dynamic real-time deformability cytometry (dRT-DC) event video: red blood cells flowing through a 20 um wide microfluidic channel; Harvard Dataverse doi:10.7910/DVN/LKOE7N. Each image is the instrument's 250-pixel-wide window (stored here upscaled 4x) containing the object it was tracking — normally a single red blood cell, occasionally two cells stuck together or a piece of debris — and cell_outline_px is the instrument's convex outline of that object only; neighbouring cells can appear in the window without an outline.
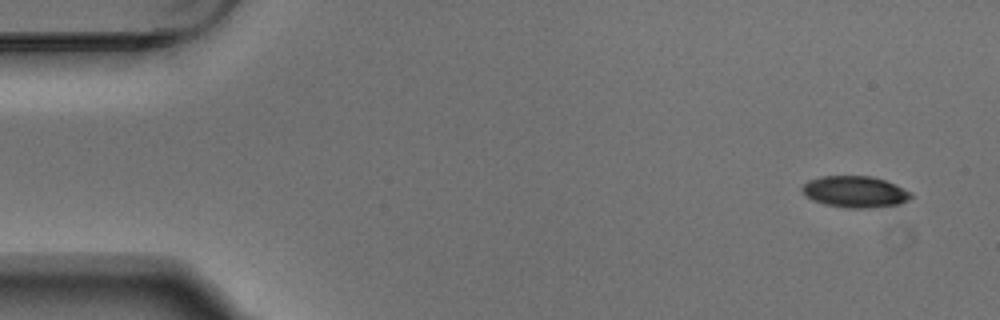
{"species": "Egyptian fruit bat (a non-hibernating species)", "species_latin": "Rousettus aegyptiacus", "temperature_condition": "warm", "stored_images_in_passage": 4, "camera_frame_rate_fps": 3000, "um_per_image_px": 0.085, "animal": {"sex": "male"}, "frame": {"image": 1, "passage_image": 1, "time_ms": 0.0, "image_size_px": [1000, 320], "cell_outline_px": [[912, 196], [908, 200], [900, 204], [872, 208], [848, 208], [824, 204], [812, 200], [804, 196], [800, 188], [808, 180], [820, 176], [872, 176], [884, 180], [912, 192]], "centroid_in_image_um": [72.64, 16.3], "position_along_channel_um": 12.4, "area_um2": 20.11}}
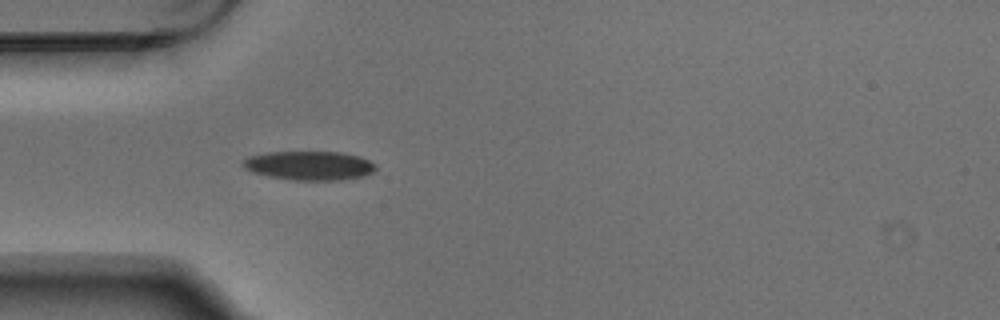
{"frame": {"image": 2, "passage_image": 4, "time_ms": 1.0, "image_size_px": [1000, 320], "cell_outline_px": [[376, 168], [372, 172], [364, 176], [340, 180], [296, 180], [268, 176], [252, 172], [244, 168], [240, 164], [248, 156], [268, 152], [344, 152], [360, 156], [376, 164]], "centroid_in_image_um": [26.29, 14.07], "position_along_channel_um": 58.7, "area_um2": 22.54}}